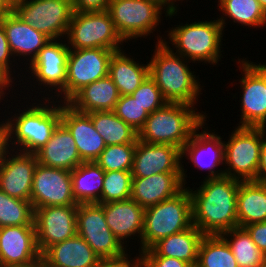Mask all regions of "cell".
<instances>
[{"instance_id":"obj_1","label":"cell","mask_w":266,"mask_h":267,"mask_svg":"<svg viewBox=\"0 0 266 267\" xmlns=\"http://www.w3.org/2000/svg\"><path fill=\"white\" fill-rule=\"evenodd\" d=\"M240 180L222 176L205 179L197 190L188 187L192 223L204 235H220L238 227L237 194Z\"/></svg>"},{"instance_id":"obj_2","label":"cell","mask_w":266,"mask_h":267,"mask_svg":"<svg viewBox=\"0 0 266 267\" xmlns=\"http://www.w3.org/2000/svg\"><path fill=\"white\" fill-rule=\"evenodd\" d=\"M149 64V76L160 89L164 99L170 103H184L191 106L197 101L201 84L190 71L187 59L174 53L161 36ZM185 60V61H184Z\"/></svg>"},{"instance_id":"obj_3","label":"cell","mask_w":266,"mask_h":267,"mask_svg":"<svg viewBox=\"0 0 266 267\" xmlns=\"http://www.w3.org/2000/svg\"><path fill=\"white\" fill-rule=\"evenodd\" d=\"M194 106L167 102L149 114L138 139L152 144H168L183 149L194 130L207 118Z\"/></svg>"},{"instance_id":"obj_4","label":"cell","mask_w":266,"mask_h":267,"mask_svg":"<svg viewBox=\"0 0 266 267\" xmlns=\"http://www.w3.org/2000/svg\"><path fill=\"white\" fill-rule=\"evenodd\" d=\"M52 97L45 99V106L43 103L36 106L32 104L22 113L18 109L19 114H15L14 118L5 120L11 147L17 148L14 151L19 148L20 152L34 154L49 141L54 129L61 122V103L57 106L53 101L49 102ZM47 102H53V106L47 105Z\"/></svg>"},{"instance_id":"obj_5","label":"cell","mask_w":266,"mask_h":267,"mask_svg":"<svg viewBox=\"0 0 266 267\" xmlns=\"http://www.w3.org/2000/svg\"><path fill=\"white\" fill-rule=\"evenodd\" d=\"M192 225V200L186 187L176 196L145 209L139 250H148L159 240Z\"/></svg>"},{"instance_id":"obj_6","label":"cell","mask_w":266,"mask_h":267,"mask_svg":"<svg viewBox=\"0 0 266 267\" xmlns=\"http://www.w3.org/2000/svg\"><path fill=\"white\" fill-rule=\"evenodd\" d=\"M225 17H220L217 20L198 21L190 24H185L173 28L169 31L168 37L175 45L174 47L178 55H181L188 61L192 60L207 62L209 64H217L221 59V40L225 27Z\"/></svg>"},{"instance_id":"obj_7","label":"cell","mask_w":266,"mask_h":267,"mask_svg":"<svg viewBox=\"0 0 266 267\" xmlns=\"http://www.w3.org/2000/svg\"><path fill=\"white\" fill-rule=\"evenodd\" d=\"M263 127H240L232 132L224 142V162L229 166L224 170L227 177L240 181L257 180Z\"/></svg>"},{"instance_id":"obj_8","label":"cell","mask_w":266,"mask_h":267,"mask_svg":"<svg viewBox=\"0 0 266 267\" xmlns=\"http://www.w3.org/2000/svg\"><path fill=\"white\" fill-rule=\"evenodd\" d=\"M66 39L70 50L104 48L119 51L122 50L120 44L124 43L108 11H74Z\"/></svg>"},{"instance_id":"obj_9","label":"cell","mask_w":266,"mask_h":267,"mask_svg":"<svg viewBox=\"0 0 266 267\" xmlns=\"http://www.w3.org/2000/svg\"><path fill=\"white\" fill-rule=\"evenodd\" d=\"M163 7L156 0H110L107 11L117 33L126 42L153 33L161 22Z\"/></svg>"},{"instance_id":"obj_10","label":"cell","mask_w":266,"mask_h":267,"mask_svg":"<svg viewBox=\"0 0 266 267\" xmlns=\"http://www.w3.org/2000/svg\"><path fill=\"white\" fill-rule=\"evenodd\" d=\"M12 10L50 40L67 35L74 14L72 0H17Z\"/></svg>"},{"instance_id":"obj_11","label":"cell","mask_w":266,"mask_h":267,"mask_svg":"<svg viewBox=\"0 0 266 267\" xmlns=\"http://www.w3.org/2000/svg\"><path fill=\"white\" fill-rule=\"evenodd\" d=\"M77 234L102 260H119L127 256L124 245L107 225L103 207L98 203L78 204Z\"/></svg>"},{"instance_id":"obj_12","label":"cell","mask_w":266,"mask_h":267,"mask_svg":"<svg viewBox=\"0 0 266 267\" xmlns=\"http://www.w3.org/2000/svg\"><path fill=\"white\" fill-rule=\"evenodd\" d=\"M115 50L89 48L70 50L67 60L66 103L84 86L108 76Z\"/></svg>"},{"instance_id":"obj_13","label":"cell","mask_w":266,"mask_h":267,"mask_svg":"<svg viewBox=\"0 0 266 267\" xmlns=\"http://www.w3.org/2000/svg\"><path fill=\"white\" fill-rule=\"evenodd\" d=\"M33 208L78 205L73 197L71 171L37 164L33 174Z\"/></svg>"},{"instance_id":"obj_14","label":"cell","mask_w":266,"mask_h":267,"mask_svg":"<svg viewBox=\"0 0 266 267\" xmlns=\"http://www.w3.org/2000/svg\"><path fill=\"white\" fill-rule=\"evenodd\" d=\"M77 206H47L34 209L37 246L42 254L48 247L77 234Z\"/></svg>"},{"instance_id":"obj_15","label":"cell","mask_w":266,"mask_h":267,"mask_svg":"<svg viewBox=\"0 0 266 267\" xmlns=\"http://www.w3.org/2000/svg\"><path fill=\"white\" fill-rule=\"evenodd\" d=\"M59 40H50L28 68L31 69L36 81H39L38 86L43 84L42 86L45 85L48 90L49 88L51 91L56 90L54 94L57 95V99L60 93L63 94V103H66L67 60L70 49L68 44H63L62 40Z\"/></svg>"},{"instance_id":"obj_16","label":"cell","mask_w":266,"mask_h":267,"mask_svg":"<svg viewBox=\"0 0 266 267\" xmlns=\"http://www.w3.org/2000/svg\"><path fill=\"white\" fill-rule=\"evenodd\" d=\"M181 149L168 144H152L137 140L131 174L147 177L159 173H182L184 186L187 171L181 164Z\"/></svg>"},{"instance_id":"obj_17","label":"cell","mask_w":266,"mask_h":267,"mask_svg":"<svg viewBox=\"0 0 266 267\" xmlns=\"http://www.w3.org/2000/svg\"><path fill=\"white\" fill-rule=\"evenodd\" d=\"M244 75L242 88L240 127H266V79L249 62L238 59Z\"/></svg>"},{"instance_id":"obj_18","label":"cell","mask_w":266,"mask_h":267,"mask_svg":"<svg viewBox=\"0 0 266 267\" xmlns=\"http://www.w3.org/2000/svg\"><path fill=\"white\" fill-rule=\"evenodd\" d=\"M204 120L193 132L192 137L181 150L182 158L188 156L189 160L200 170L207 169L209 175L205 179L220 178L225 176L224 170H215L219 164L224 163V142L221 136L210 133L207 129L199 132V128H205ZM199 133H198V132ZM207 131V132H206Z\"/></svg>"},{"instance_id":"obj_19","label":"cell","mask_w":266,"mask_h":267,"mask_svg":"<svg viewBox=\"0 0 266 267\" xmlns=\"http://www.w3.org/2000/svg\"><path fill=\"white\" fill-rule=\"evenodd\" d=\"M61 123L73 136L81 160L83 162L96 161L105 149L106 143L95 130L91 113L77 111L68 103L62 102Z\"/></svg>"},{"instance_id":"obj_20","label":"cell","mask_w":266,"mask_h":267,"mask_svg":"<svg viewBox=\"0 0 266 267\" xmlns=\"http://www.w3.org/2000/svg\"><path fill=\"white\" fill-rule=\"evenodd\" d=\"M40 256L35 225L0 228V267L27 264Z\"/></svg>"},{"instance_id":"obj_21","label":"cell","mask_w":266,"mask_h":267,"mask_svg":"<svg viewBox=\"0 0 266 267\" xmlns=\"http://www.w3.org/2000/svg\"><path fill=\"white\" fill-rule=\"evenodd\" d=\"M10 152L0 165V190L11 197L30 201L37 158L31 153L15 152L12 149ZM13 152L16 155H12Z\"/></svg>"},{"instance_id":"obj_22","label":"cell","mask_w":266,"mask_h":267,"mask_svg":"<svg viewBox=\"0 0 266 267\" xmlns=\"http://www.w3.org/2000/svg\"><path fill=\"white\" fill-rule=\"evenodd\" d=\"M184 188L182 173L133 177L130 198L146 209L176 196Z\"/></svg>"},{"instance_id":"obj_23","label":"cell","mask_w":266,"mask_h":267,"mask_svg":"<svg viewBox=\"0 0 266 267\" xmlns=\"http://www.w3.org/2000/svg\"><path fill=\"white\" fill-rule=\"evenodd\" d=\"M0 23L6 33L9 47L13 56H30L29 64L37 57L39 51L50 41L43 33L24 22L10 10L0 15Z\"/></svg>"},{"instance_id":"obj_24","label":"cell","mask_w":266,"mask_h":267,"mask_svg":"<svg viewBox=\"0 0 266 267\" xmlns=\"http://www.w3.org/2000/svg\"><path fill=\"white\" fill-rule=\"evenodd\" d=\"M34 154L37 162L46 167L72 171L83 163L73 136L61 122L54 129L49 141Z\"/></svg>"},{"instance_id":"obj_25","label":"cell","mask_w":266,"mask_h":267,"mask_svg":"<svg viewBox=\"0 0 266 267\" xmlns=\"http://www.w3.org/2000/svg\"><path fill=\"white\" fill-rule=\"evenodd\" d=\"M105 220L113 234L124 245V240L138 234L141 239L145 209L131 198L124 201L101 203ZM136 233V234H135Z\"/></svg>"},{"instance_id":"obj_26","label":"cell","mask_w":266,"mask_h":267,"mask_svg":"<svg viewBox=\"0 0 266 267\" xmlns=\"http://www.w3.org/2000/svg\"><path fill=\"white\" fill-rule=\"evenodd\" d=\"M41 255L46 267H98L102 261L78 234L53 244Z\"/></svg>"},{"instance_id":"obj_27","label":"cell","mask_w":266,"mask_h":267,"mask_svg":"<svg viewBox=\"0 0 266 267\" xmlns=\"http://www.w3.org/2000/svg\"><path fill=\"white\" fill-rule=\"evenodd\" d=\"M203 237L204 234L192 225L185 231L159 240L150 249L139 253L141 256L177 258L196 267L198 261V249Z\"/></svg>"},{"instance_id":"obj_28","label":"cell","mask_w":266,"mask_h":267,"mask_svg":"<svg viewBox=\"0 0 266 267\" xmlns=\"http://www.w3.org/2000/svg\"><path fill=\"white\" fill-rule=\"evenodd\" d=\"M120 96L113 80L106 76L84 86L67 103L83 113L113 111Z\"/></svg>"},{"instance_id":"obj_29","label":"cell","mask_w":266,"mask_h":267,"mask_svg":"<svg viewBox=\"0 0 266 267\" xmlns=\"http://www.w3.org/2000/svg\"><path fill=\"white\" fill-rule=\"evenodd\" d=\"M236 207L238 227L266 221V183L240 181Z\"/></svg>"},{"instance_id":"obj_30","label":"cell","mask_w":266,"mask_h":267,"mask_svg":"<svg viewBox=\"0 0 266 267\" xmlns=\"http://www.w3.org/2000/svg\"><path fill=\"white\" fill-rule=\"evenodd\" d=\"M108 76L121 96L131 95L149 76V64H139L124 51H115L109 62Z\"/></svg>"},{"instance_id":"obj_31","label":"cell","mask_w":266,"mask_h":267,"mask_svg":"<svg viewBox=\"0 0 266 267\" xmlns=\"http://www.w3.org/2000/svg\"><path fill=\"white\" fill-rule=\"evenodd\" d=\"M105 171L95 162H83L71 171L73 197L77 204H101Z\"/></svg>"},{"instance_id":"obj_32","label":"cell","mask_w":266,"mask_h":267,"mask_svg":"<svg viewBox=\"0 0 266 267\" xmlns=\"http://www.w3.org/2000/svg\"><path fill=\"white\" fill-rule=\"evenodd\" d=\"M91 120L95 130L104 139L106 146L136 143L138 140V132L113 111L91 112Z\"/></svg>"},{"instance_id":"obj_33","label":"cell","mask_w":266,"mask_h":267,"mask_svg":"<svg viewBox=\"0 0 266 267\" xmlns=\"http://www.w3.org/2000/svg\"><path fill=\"white\" fill-rule=\"evenodd\" d=\"M220 235L229 245L238 267H260L266 255L257 247L244 228L236 227Z\"/></svg>"},{"instance_id":"obj_34","label":"cell","mask_w":266,"mask_h":267,"mask_svg":"<svg viewBox=\"0 0 266 267\" xmlns=\"http://www.w3.org/2000/svg\"><path fill=\"white\" fill-rule=\"evenodd\" d=\"M196 267H238L229 245L221 235H204Z\"/></svg>"},{"instance_id":"obj_35","label":"cell","mask_w":266,"mask_h":267,"mask_svg":"<svg viewBox=\"0 0 266 267\" xmlns=\"http://www.w3.org/2000/svg\"><path fill=\"white\" fill-rule=\"evenodd\" d=\"M219 10L234 23L250 27L266 25V12L258 0H218Z\"/></svg>"},{"instance_id":"obj_36","label":"cell","mask_w":266,"mask_h":267,"mask_svg":"<svg viewBox=\"0 0 266 267\" xmlns=\"http://www.w3.org/2000/svg\"><path fill=\"white\" fill-rule=\"evenodd\" d=\"M22 225H34L32 203L11 197L0 190V228Z\"/></svg>"},{"instance_id":"obj_37","label":"cell","mask_w":266,"mask_h":267,"mask_svg":"<svg viewBox=\"0 0 266 267\" xmlns=\"http://www.w3.org/2000/svg\"><path fill=\"white\" fill-rule=\"evenodd\" d=\"M136 143L107 145L95 161L105 172L131 171Z\"/></svg>"},{"instance_id":"obj_38","label":"cell","mask_w":266,"mask_h":267,"mask_svg":"<svg viewBox=\"0 0 266 267\" xmlns=\"http://www.w3.org/2000/svg\"><path fill=\"white\" fill-rule=\"evenodd\" d=\"M132 179L131 171L105 172L101 203L130 199Z\"/></svg>"},{"instance_id":"obj_39","label":"cell","mask_w":266,"mask_h":267,"mask_svg":"<svg viewBox=\"0 0 266 267\" xmlns=\"http://www.w3.org/2000/svg\"><path fill=\"white\" fill-rule=\"evenodd\" d=\"M113 112L137 132L144 126L149 113L130 95L120 96Z\"/></svg>"},{"instance_id":"obj_40","label":"cell","mask_w":266,"mask_h":267,"mask_svg":"<svg viewBox=\"0 0 266 267\" xmlns=\"http://www.w3.org/2000/svg\"><path fill=\"white\" fill-rule=\"evenodd\" d=\"M130 96L149 114L160 109L167 103L160 89L150 76Z\"/></svg>"},{"instance_id":"obj_41","label":"cell","mask_w":266,"mask_h":267,"mask_svg":"<svg viewBox=\"0 0 266 267\" xmlns=\"http://www.w3.org/2000/svg\"><path fill=\"white\" fill-rule=\"evenodd\" d=\"M13 57L3 25L0 23V75L10 84L13 81L10 59ZM10 66V67H9Z\"/></svg>"},{"instance_id":"obj_42","label":"cell","mask_w":266,"mask_h":267,"mask_svg":"<svg viewBox=\"0 0 266 267\" xmlns=\"http://www.w3.org/2000/svg\"><path fill=\"white\" fill-rule=\"evenodd\" d=\"M142 267H193L177 258L163 256H140Z\"/></svg>"},{"instance_id":"obj_43","label":"cell","mask_w":266,"mask_h":267,"mask_svg":"<svg viewBox=\"0 0 266 267\" xmlns=\"http://www.w3.org/2000/svg\"><path fill=\"white\" fill-rule=\"evenodd\" d=\"M257 247L266 255V221L256 222L243 227Z\"/></svg>"},{"instance_id":"obj_44","label":"cell","mask_w":266,"mask_h":267,"mask_svg":"<svg viewBox=\"0 0 266 267\" xmlns=\"http://www.w3.org/2000/svg\"><path fill=\"white\" fill-rule=\"evenodd\" d=\"M76 12L107 11L110 0H72Z\"/></svg>"},{"instance_id":"obj_45","label":"cell","mask_w":266,"mask_h":267,"mask_svg":"<svg viewBox=\"0 0 266 267\" xmlns=\"http://www.w3.org/2000/svg\"><path fill=\"white\" fill-rule=\"evenodd\" d=\"M2 122H0V165L5 161L6 156L10 153L9 150L11 149L7 125L4 121Z\"/></svg>"},{"instance_id":"obj_46","label":"cell","mask_w":266,"mask_h":267,"mask_svg":"<svg viewBox=\"0 0 266 267\" xmlns=\"http://www.w3.org/2000/svg\"><path fill=\"white\" fill-rule=\"evenodd\" d=\"M134 259L128 258V255L119 260H107L101 261L98 267H142L141 257L140 254L138 257H134ZM137 258V259H136Z\"/></svg>"},{"instance_id":"obj_47","label":"cell","mask_w":266,"mask_h":267,"mask_svg":"<svg viewBox=\"0 0 266 267\" xmlns=\"http://www.w3.org/2000/svg\"><path fill=\"white\" fill-rule=\"evenodd\" d=\"M266 128H263V144L261 147L259 171L257 173V180L266 183Z\"/></svg>"},{"instance_id":"obj_48","label":"cell","mask_w":266,"mask_h":267,"mask_svg":"<svg viewBox=\"0 0 266 267\" xmlns=\"http://www.w3.org/2000/svg\"><path fill=\"white\" fill-rule=\"evenodd\" d=\"M176 1H180V0H164V6H165V12H166V15L165 16H169V17H172L174 16L175 14L177 15V6L175 5ZM182 1V0H181Z\"/></svg>"},{"instance_id":"obj_49","label":"cell","mask_w":266,"mask_h":267,"mask_svg":"<svg viewBox=\"0 0 266 267\" xmlns=\"http://www.w3.org/2000/svg\"><path fill=\"white\" fill-rule=\"evenodd\" d=\"M9 267H46V264H45V260L43 256L41 255L40 257L31 261L30 263L14 265V266H9Z\"/></svg>"},{"instance_id":"obj_50","label":"cell","mask_w":266,"mask_h":267,"mask_svg":"<svg viewBox=\"0 0 266 267\" xmlns=\"http://www.w3.org/2000/svg\"><path fill=\"white\" fill-rule=\"evenodd\" d=\"M17 0H0V15L14 8Z\"/></svg>"},{"instance_id":"obj_51","label":"cell","mask_w":266,"mask_h":267,"mask_svg":"<svg viewBox=\"0 0 266 267\" xmlns=\"http://www.w3.org/2000/svg\"><path fill=\"white\" fill-rule=\"evenodd\" d=\"M250 63L261 73V75L266 79V63L264 64H257L256 63L254 64V62H251Z\"/></svg>"},{"instance_id":"obj_52","label":"cell","mask_w":266,"mask_h":267,"mask_svg":"<svg viewBox=\"0 0 266 267\" xmlns=\"http://www.w3.org/2000/svg\"><path fill=\"white\" fill-rule=\"evenodd\" d=\"M9 84L1 75H0V92L4 95V90L9 89V87H11Z\"/></svg>"},{"instance_id":"obj_53","label":"cell","mask_w":266,"mask_h":267,"mask_svg":"<svg viewBox=\"0 0 266 267\" xmlns=\"http://www.w3.org/2000/svg\"><path fill=\"white\" fill-rule=\"evenodd\" d=\"M259 1V3H260V5H261V7L265 10V12H266V0H258Z\"/></svg>"},{"instance_id":"obj_54","label":"cell","mask_w":266,"mask_h":267,"mask_svg":"<svg viewBox=\"0 0 266 267\" xmlns=\"http://www.w3.org/2000/svg\"><path fill=\"white\" fill-rule=\"evenodd\" d=\"M260 267H266V256L264 257L262 264L260 265Z\"/></svg>"},{"instance_id":"obj_55","label":"cell","mask_w":266,"mask_h":267,"mask_svg":"<svg viewBox=\"0 0 266 267\" xmlns=\"http://www.w3.org/2000/svg\"><path fill=\"white\" fill-rule=\"evenodd\" d=\"M156 1H158V2H160L161 4L164 5V0H156Z\"/></svg>"},{"instance_id":"obj_56","label":"cell","mask_w":266,"mask_h":267,"mask_svg":"<svg viewBox=\"0 0 266 267\" xmlns=\"http://www.w3.org/2000/svg\"><path fill=\"white\" fill-rule=\"evenodd\" d=\"M3 94L0 92V101L2 100L1 98H3Z\"/></svg>"}]
</instances>
